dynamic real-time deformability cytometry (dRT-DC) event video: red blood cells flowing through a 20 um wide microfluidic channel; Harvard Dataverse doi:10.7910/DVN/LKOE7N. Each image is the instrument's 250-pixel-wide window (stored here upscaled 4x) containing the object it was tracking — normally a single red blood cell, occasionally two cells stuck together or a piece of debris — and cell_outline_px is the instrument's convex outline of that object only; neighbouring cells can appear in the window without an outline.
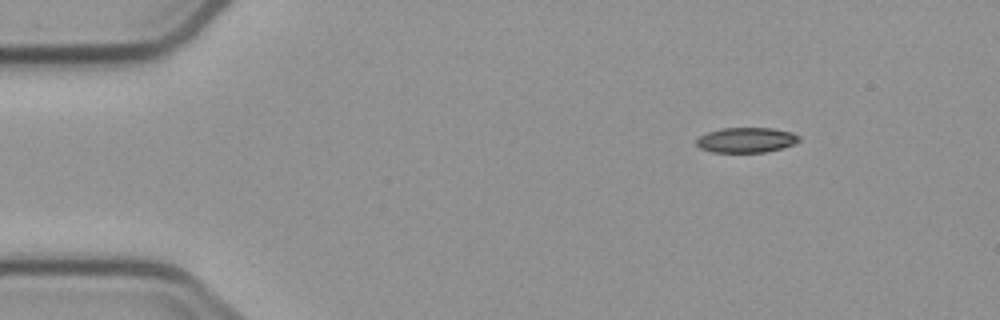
{"species": "common noctule bat (a hibernating species)", "species_latin": "Nyctalus noctula", "temperature_condition": "cold", "stored_images_in_passage": 4, "camera_frame_rate_fps": 3000, "um_per_image_px": 0.085, "animal": {"sex": "male", "body_mass_g": 23.1, "forearm_length_mm": 52.7}, "frame": {"image": 1, "passage_image": 1, "time_ms": 0.0, "image_size_px": [1000, 320], "cell_outline_px": [[800, 140], [796, 144], [764, 152], [712, 152], [700, 148], [696, 144], [696, 140], [700, 136], [708, 132], [720, 128], [772, 128], [792, 132], [800, 136]], "centroid_in_image_um": [63.44, 11.89], "position_along_channel_um": 21.6, "area_um2": 15.03}}
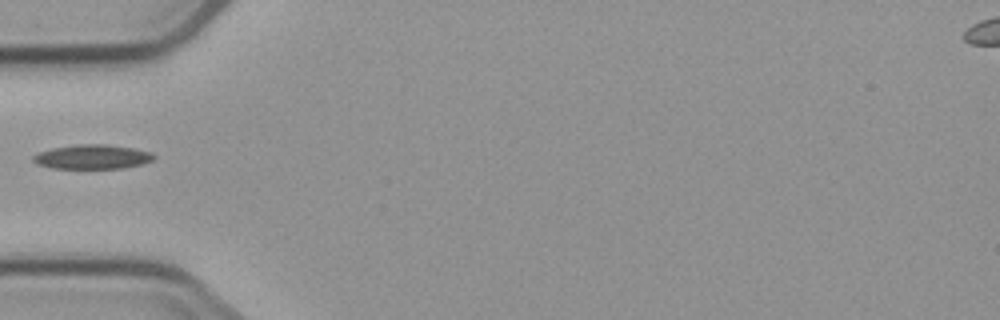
{"frame": {"image": 2, "passage_image": 4, "time_ms": 3.667, "image_size_px": [1000, 320], "cell_outline_px": [[156, 156], [152, 160], [140, 164], [120, 168], [52, 168], [36, 164], [32, 160], [32, 156], [40, 152], [52, 148], [76, 144], [104, 144], [132, 148], [152, 152]], "centroid_in_image_um": [7.82, 13.32], "position_along_channel_um": 77.2, "area_um2": 16.99}}